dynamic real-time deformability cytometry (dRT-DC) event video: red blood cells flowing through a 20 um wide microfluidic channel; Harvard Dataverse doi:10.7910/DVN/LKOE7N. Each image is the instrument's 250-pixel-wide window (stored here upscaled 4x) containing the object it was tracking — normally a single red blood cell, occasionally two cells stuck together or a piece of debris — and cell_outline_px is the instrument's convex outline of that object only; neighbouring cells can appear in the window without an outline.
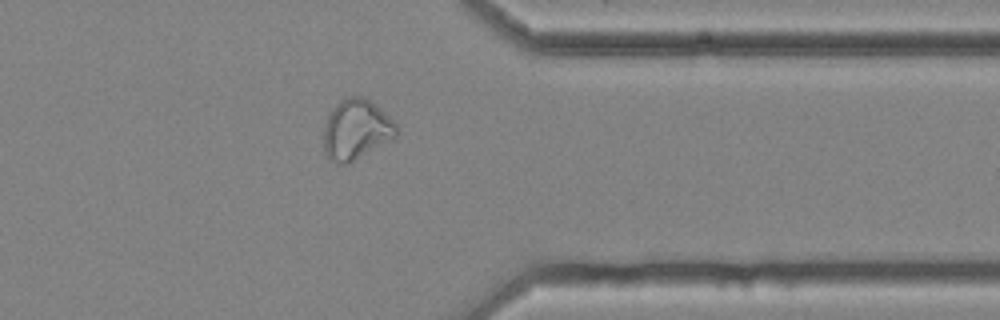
{"species": "common noctule bat (a hibernating species)", "species_latin": "Nyctalus noctula", "temperature_condition": "cold", "stored_images_in_passage": 38, "camera_frame_rate_fps": 3000, "um_per_image_px": 0.085, "animal": {"sex": "female", "body_mass_g": 25.1}, "frame": {"image": 1, "passage_image": 27, "time_ms": 8.667, "image_size_px": [1000, 320], "cell_outline_px": [[400, 132], [396, 136], [348, 164], [336, 164], [328, 160], [324, 152], [324, 124], [328, 116], [336, 104], [340, 100], [348, 96], [364, 96], [384, 112], [400, 128]], "centroid_in_image_um": [30.26, 11.02], "position_along_channel_um": 381.1, "area_um2": 25.55}}